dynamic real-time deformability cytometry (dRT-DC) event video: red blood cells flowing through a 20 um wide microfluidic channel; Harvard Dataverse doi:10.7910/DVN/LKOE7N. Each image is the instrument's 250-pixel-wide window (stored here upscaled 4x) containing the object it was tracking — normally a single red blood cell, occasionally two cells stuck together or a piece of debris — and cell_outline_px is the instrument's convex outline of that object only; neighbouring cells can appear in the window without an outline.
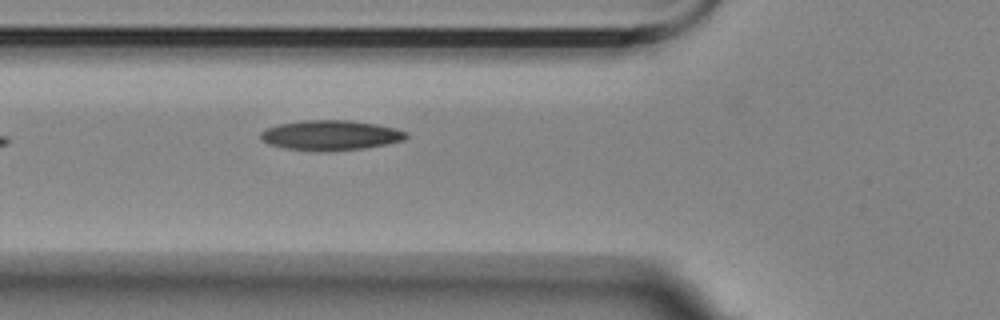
{"species": "Egyptian fruit bat (a non-hibernating species)", "species_latin": "Rousettus aegyptiacus", "temperature_condition": "room temperature", "stored_images_in_passage": 4, "camera_frame_rate_fps": 3000, "um_per_image_px": 0.085, "animal": {"sex": "female"}, "frame": {"image": 1, "passage_image": 4, "time_ms": 3.333, "image_size_px": [1000, 320], "cell_outline_px": [[408, 136], [404, 140], [364, 148], [328, 152], [316, 152], [288, 148], [268, 144], [260, 140], [260, 132], [264, 128], [280, 124], [304, 120], [348, 120], [376, 124], [396, 128], [408, 132]], "centroid_in_image_um": [28.08, 11.5], "position_along_channel_um": 97.7, "area_um2": 25.66}}